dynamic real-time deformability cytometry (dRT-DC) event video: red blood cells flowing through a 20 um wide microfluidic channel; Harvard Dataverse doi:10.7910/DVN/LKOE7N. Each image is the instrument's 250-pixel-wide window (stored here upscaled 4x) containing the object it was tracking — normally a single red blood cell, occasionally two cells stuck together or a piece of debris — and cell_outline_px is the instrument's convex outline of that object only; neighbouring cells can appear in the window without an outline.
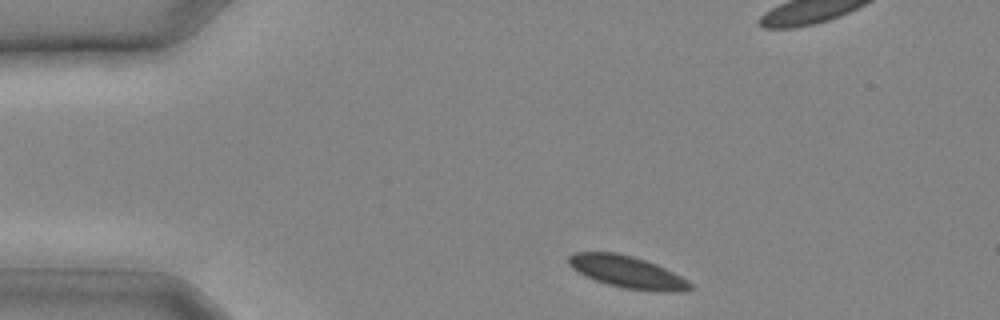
{"species": "common noctule bat (a hibernating species)", "species_latin": "Nyctalus noctula", "temperature_condition": "cold", "stored_images_in_passage": 22, "camera_frame_rate_fps": 3000, "um_per_image_px": 0.085, "animal": {"sex": "male", "body_mass_g": 20.4}, "frame": {"image": 1, "passage_image": 1, "time_ms": 0.0, "image_size_px": [1000, 320], "cell_outline_px": [[692, 288], [688, 292], [660, 292], [624, 288], [608, 284], [584, 276], [572, 268], [568, 264], [568, 256], [576, 252], [616, 252], [632, 256], [656, 264], [680, 276], [692, 284]], "centroid_in_image_um": [53.32, 23.13], "position_along_channel_um": 31.7, "area_um2": 22.72}}
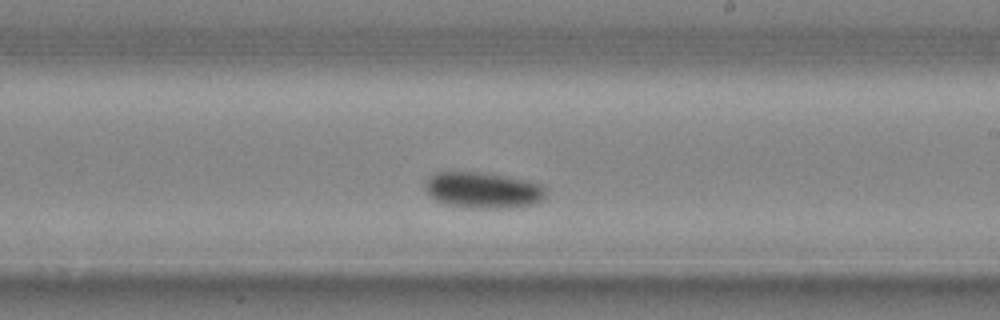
{"frame": {"image": 2, "passage_image": 12, "time_ms": 3.667, "image_size_px": [1000, 320], "cell_outline_px": [[544, 200], [536, 204], [508, 208], [464, 208], [444, 204], [428, 196], [424, 188], [424, 180], [428, 176], [436, 172], [480, 172], [528, 180], [540, 184], [544, 188]], "centroid_in_image_um": [40.99, 16.17], "position_along_channel_um": 248.0, "area_um2": 25.84}}
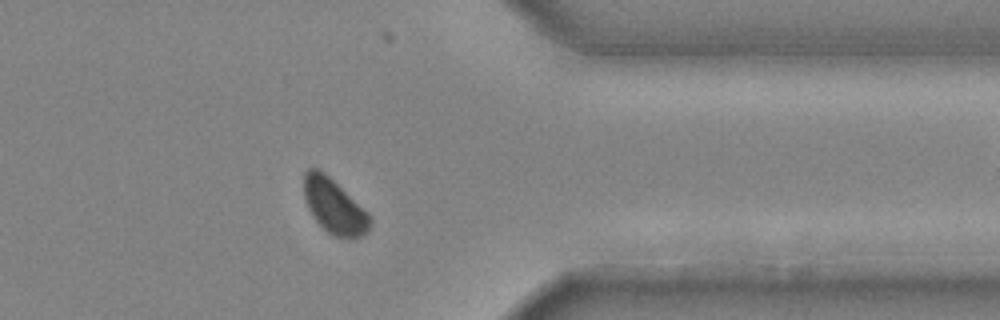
{"frame": {"image": 3, "passage_image": 18, "time_ms": 5.667, "image_size_px": [1000, 320], "cell_outline_px": [[372, 224], [368, 232], [364, 236], [356, 240], [348, 240], [336, 236], [328, 232], [316, 220], [308, 208], [304, 196], [304, 172], [308, 168], [316, 168], [324, 172], [368, 212], [372, 216]], "centroid_in_image_um": [28.46, 17.58], "position_along_channel_um": 382.9, "area_um2": 21.27}}